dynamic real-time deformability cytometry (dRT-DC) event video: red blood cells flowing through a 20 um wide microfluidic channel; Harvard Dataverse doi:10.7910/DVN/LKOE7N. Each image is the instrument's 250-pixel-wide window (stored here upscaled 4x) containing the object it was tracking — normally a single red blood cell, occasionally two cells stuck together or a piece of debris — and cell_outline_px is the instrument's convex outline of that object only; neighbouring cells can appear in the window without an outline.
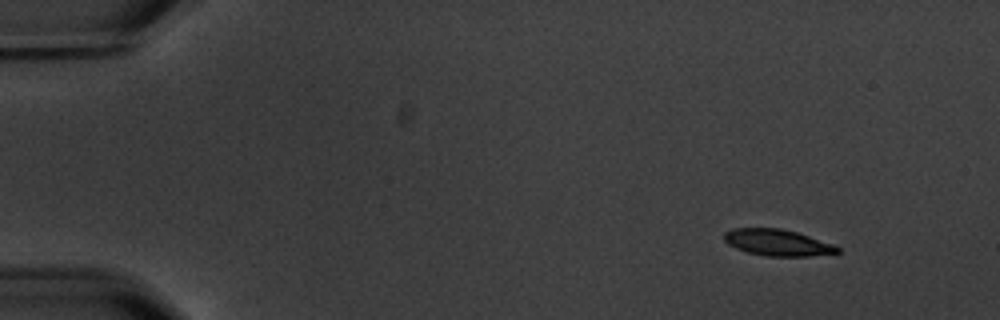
{"species": "common noctule bat (a hibernating species)", "species_latin": "Nyctalus noctula", "temperature_condition": "warm", "stored_images_in_passage": 4, "camera_frame_rate_fps": 3000, "um_per_image_px": 0.085, "animal": {"sex": "male", "body_mass_g": 20.1, "forearm_length_mm": 53.5}, "frame": {"image": 1, "passage_image": 1, "time_ms": 0.0, "image_size_px": [1000, 320], "cell_outline_px": [[840, 252], [808, 256], [764, 256], [748, 252], [736, 248], [728, 244], [724, 240], [724, 232], [732, 228], [780, 228], [796, 232], [832, 244], [840, 248]], "centroid_in_image_um": [66.04, 20.61], "position_along_channel_um": 19.0, "area_um2": 17.28}}